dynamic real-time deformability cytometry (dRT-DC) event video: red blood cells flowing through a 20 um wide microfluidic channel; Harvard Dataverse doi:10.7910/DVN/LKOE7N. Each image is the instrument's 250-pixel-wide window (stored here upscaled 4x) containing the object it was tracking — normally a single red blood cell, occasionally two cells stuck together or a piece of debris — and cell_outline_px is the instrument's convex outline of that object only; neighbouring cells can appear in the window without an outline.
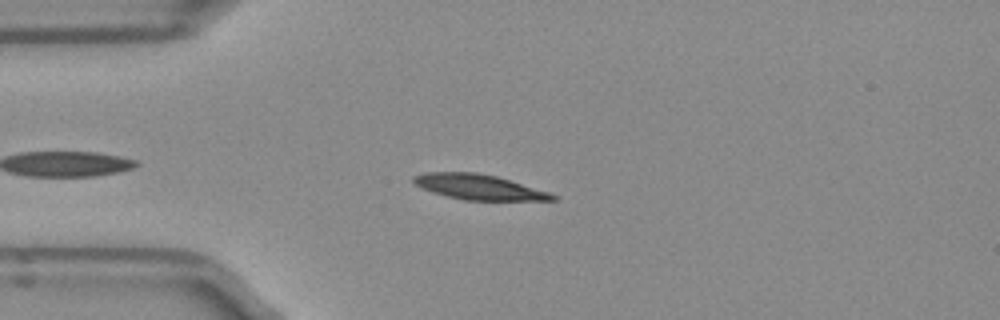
{"species": "Egyptian fruit bat (a non-hibernating species)", "species_latin": "Rousettus aegyptiacus", "temperature_condition": "room temperature", "stored_images_in_passage": 41, "camera_frame_rate_fps": 3000, "um_per_image_px": 0.085, "frame": {"image": 1, "passage_image": 7, "time_ms": 2.0, "image_size_px": [1000, 320], "cell_outline_px": [[560, 200], [464, 200], [432, 192], [416, 184], [412, 180], [412, 176], [424, 172], [476, 172], [496, 176], [548, 192], [560, 196]], "centroid_in_image_um": [40.71, 15.89], "position_along_channel_um": 44.3, "area_um2": 20.23}}
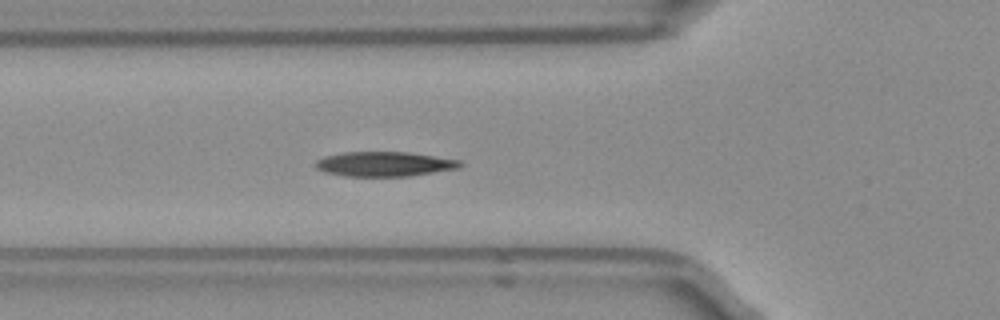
{"frame": {"image": 2, "passage_image": 12, "time_ms": 3.667, "image_size_px": [1000, 320], "cell_outline_px": [[464, 164], [460, 168], [408, 176], [344, 176], [324, 172], [316, 168], [316, 160], [324, 156], [344, 152], [408, 152], [460, 160]], "centroid_in_image_um": [32.67, 13.94], "position_along_channel_um": 93.1, "area_um2": 20.81}, "authors_computed_cell_mechanics": {"area_um2": 20.23, "velocity_mm_per_s": 3.9339, "shape_relaxation_time_tau1_ms": 3.7194, "shape_relaxation_time_tau2_ms": 4.4178, "deformation_change_tau1": 0.1442, "deformation_change_tau2": 0.0845}}